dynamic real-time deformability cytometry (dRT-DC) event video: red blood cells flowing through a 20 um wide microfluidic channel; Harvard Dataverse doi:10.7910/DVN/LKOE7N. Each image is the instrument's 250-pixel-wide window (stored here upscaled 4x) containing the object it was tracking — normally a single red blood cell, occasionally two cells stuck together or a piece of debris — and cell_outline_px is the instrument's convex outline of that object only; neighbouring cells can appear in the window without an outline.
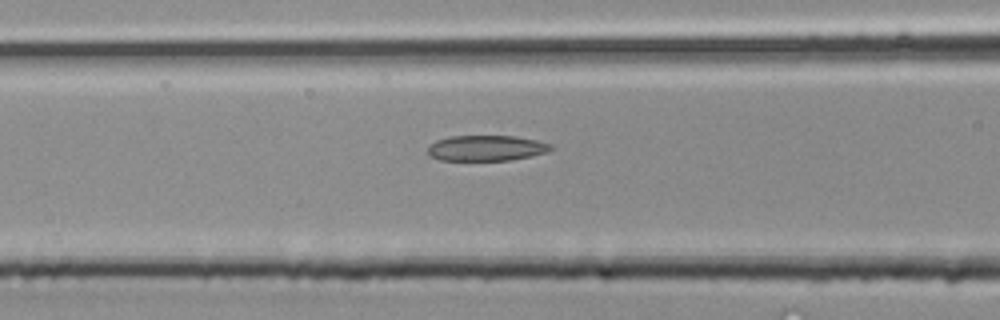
{"species": "common noctule bat (a hibernating species)", "species_latin": "Nyctalus noctula", "temperature_condition": "room temperature", "stored_images_in_passage": 33, "segment_of_instrument_passage": [2, 2], "camera_frame_rate_fps": 3000, "um_per_image_px": 0.085, "animal": {"sex": "male", "body_mass_g": 20.4}, "frame": {"image": 1, "passage_image": 14, "time_ms": 4.333, "image_size_px": [1000, 320], "cell_outline_px": [[556, 148], [548, 152], [508, 160], [440, 160], [432, 156], [428, 152], [428, 148], [436, 140], [448, 136], [516, 136], [536, 140], [552, 144]], "centroid_in_image_um": [41.38, 12.58], "position_along_channel_um": 125.2, "area_um2": 18.26}}
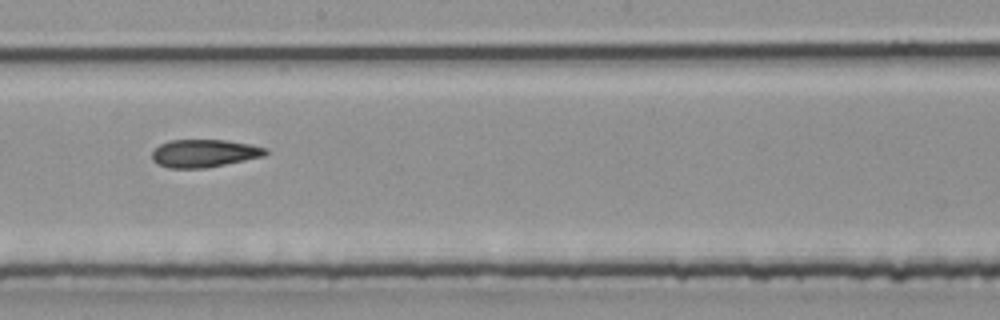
{"frame": {"image": 2, "passage_image": 19, "time_ms": 6.0, "image_size_px": [1000, 320], "cell_outline_px": [[268, 152], [264, 156], [204, 168], [168, 168], [156, 164], [152, 160], [152, 152], [160, 144], [168, 140], [224, 140], [248, 144], [268, 148]], "centroid_in_image_um": [17.32, 13.03], "position_along_channel_um": 230.9, "area_um2": 18.32}}
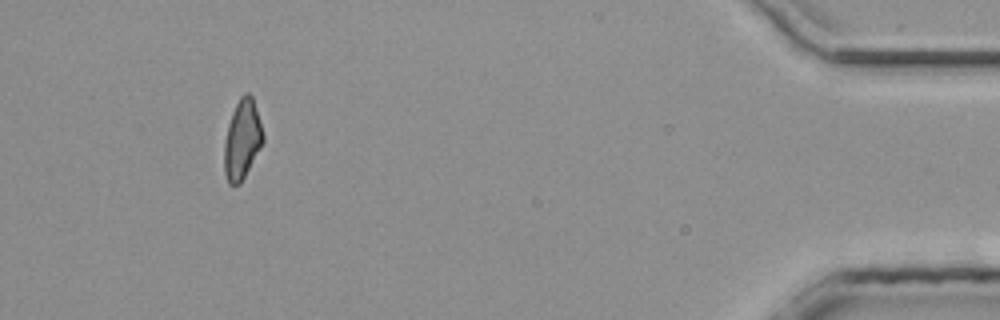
{"frame": {"image": 3, "passage_image": 31, "time_ms": 10.0, "image_size_px": [1000, 320], "cell_outline_px": [[264, 140], [260, 148], [240, 184], [228, 184], [224, 172], [224, 140], [228, 124], [232, 112], [240, 96], [244, 92], [248, 92], [252, 96], [264, 136]], "centroid_in_image_um": [20.56, 11.85], "position_along_channel_um": 414.6, "area_um2": 17.86}}